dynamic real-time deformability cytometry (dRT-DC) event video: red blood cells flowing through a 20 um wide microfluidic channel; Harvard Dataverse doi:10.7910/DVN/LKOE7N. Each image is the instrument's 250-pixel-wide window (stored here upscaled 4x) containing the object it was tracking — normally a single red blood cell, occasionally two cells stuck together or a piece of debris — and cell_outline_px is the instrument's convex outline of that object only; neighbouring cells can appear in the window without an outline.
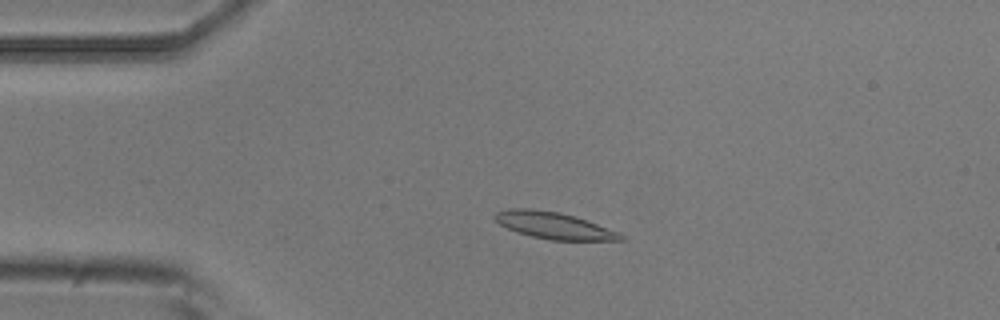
{"species": "common noctule bat (a hibernating species)", "species_latin": "Nyctalus noctula", "temperature_condition": "room temperature", "stored_images_in_passage": 55, "camera_frame_rate_fps": 3000, "um_per_image_px": 0.085, "animal": {"sex": "male", "body_mass_g": 20.5, "forearm_length_mm": 52.5}, "frame": {"image": 1, "passage_image": 12, "time_ms": 3.667, "image_size_px": [1000, 320], "cell_outline_px": [[628, 240], [552, 240], [532, 236], [516, 232], [500, 224], [492, 216], [496, 212], [508, 208], [532, 208], [560, 212], [576, 216], [620, 232]], "centroid_in_image_um": [47.1, 19.15], "position_along_channel_um": 37.9, "area_um2": 19.77}}
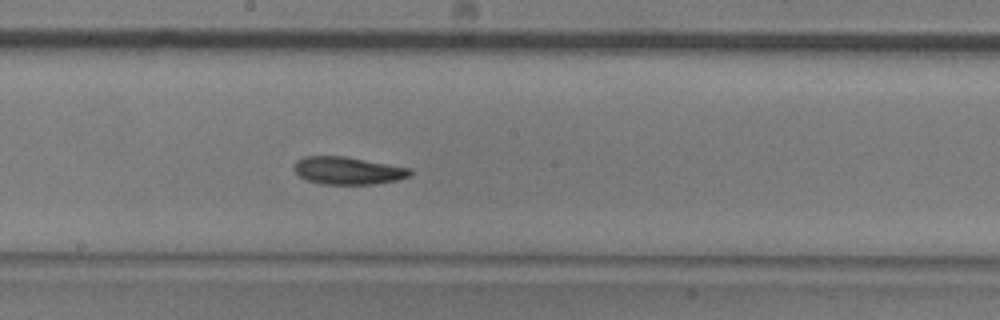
{"frame": {"image": 2, "passage_image": 29, "time_ms": 9.333, "image_size_px": [1000, 320], "cell_outline_px": [[412, 176], [400, 180], [372, 184], [320, 184], [308, 180], [300, 176], [296, 172], [296, 160], [304, 156], [344, 156], [412, 168]], "centroid_in_image_um": [29.64, 14.5], "position_along_channel_um": 218.6, "area_um2": 18.67}}
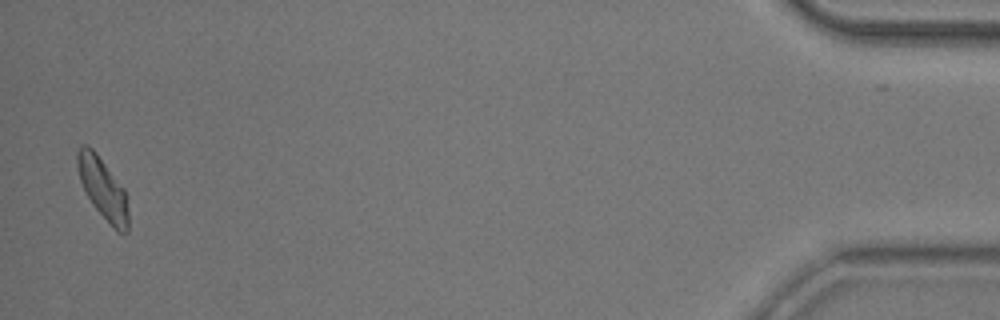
{"frame": {"image": 3, "passage_image": 53, "time_ms": 17.333, "image_size_px": [1000, 320], "cell_outline_px": [[128, 232], [124, 236], [116, 232], [112, 228], [96, 208], [88, 196], [80, 180], [76, 164], [76, 152], [80, 144], [88, 144], [96, 152], [124, 188], [128, 212]], "centroid_in_image_um": [8.74, 16.03], "position_along_channel_um": 426.5, "area_um2": 18.32}, "authors_computed_cell_mechanics": {"area_um2": 18.785, "velocity_mm_per_s": 3.7276, "shape_relaxation_time_tau1_ms": 3.7848, "shape_relaxation_time_tau2_ms": null, "deformation_change_tau1": 0.134, "deformation_change_tau2": null}}